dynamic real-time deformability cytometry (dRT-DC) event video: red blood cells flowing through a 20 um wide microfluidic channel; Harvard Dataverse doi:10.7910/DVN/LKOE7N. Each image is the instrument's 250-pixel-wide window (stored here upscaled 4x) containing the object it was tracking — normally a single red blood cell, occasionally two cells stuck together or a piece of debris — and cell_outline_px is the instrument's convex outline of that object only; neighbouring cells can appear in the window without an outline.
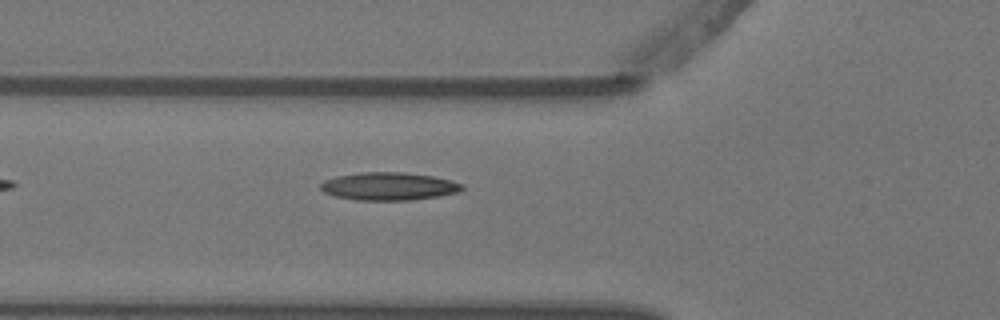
{"species": "Egyptian fruit bat (a non-hibernating species)", "species_latin": "Rousettus aegyptiacus", "temperature_condition": "warm", "stored_images_in_passage": 5, "camera_frame_rate_fps": 3000, "um_per_image_px": 0.085, "animal": {"sex": "female"}, "frame": {"image": 1, "passage_image": 5, "time_ms": 1.333, "image_size_px": [1000, 320], "cell_outline_px": [[464, 188], [460, 192], [436, 196], [408, 200], [356, 200], [336, 196], [324, 192], [320, 188], [320, 184], [324, 180], [336, 176], [360, 172], [404, 172], [432, 176], [464, 184]], "centroid_in_image_um": [33.03, 15.83], "position_along_channel_um": 92.8, "area_um2": 22.89}}